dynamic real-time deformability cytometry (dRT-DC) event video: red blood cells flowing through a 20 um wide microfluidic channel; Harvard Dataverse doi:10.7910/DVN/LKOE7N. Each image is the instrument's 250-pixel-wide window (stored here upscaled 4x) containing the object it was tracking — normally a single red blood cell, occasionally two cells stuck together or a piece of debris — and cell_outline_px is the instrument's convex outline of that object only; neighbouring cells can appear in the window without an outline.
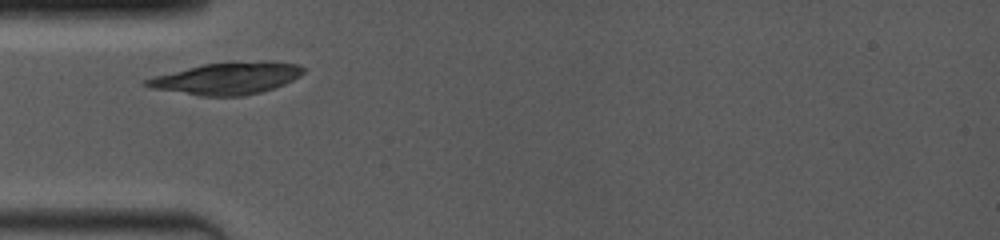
{"species": "common noctule bat (a hibernating species)", "species_latin": "Nyctalus noctula", "temperature_condition": "room temperature", "stored_images_in_passage": 3, "camera_frame_rate_fps": 4000, "um_per_image_px": 0.085, "animal": {"sex": "female", "body_mass_g": 19.0, "forearm_length_mm": 53.3}, "frame": {"image": 1, "passage_image": 1, "time_ms": 0.0, "image_size_px": [1000, 240], "cell_outline_px": [[304, 72], [300, 76], [284, 84], [260, 92], [244, 96], [200, 96], [148, 88], [140, 84], [144, 80], [152, 76], [204, 64], [232, 60], [272, 60], [300, 64], [304, 68]], "centroid_in_image_um": [19.28, 6.63], "position_along_channel_um": 65.7, "area_um2": 30.06}}
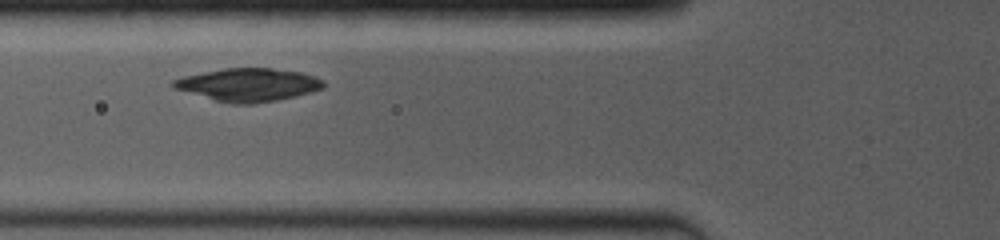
{"frame": {"image": 2, "passage_image": 2, "time_ms": 1.0, "image_size_px": [1000, 240], "cell_outline_px": [[324, 88], [312, 92], [296, 96], [276, 100], [252, 104], [232, 104], [216, 100], [172, 88], [168, 84], [172, 80], [184, 76], [224, 68], [272, 68], [300, 72], [316, 76], [324, 80]], "centroid_in_image_um": [21.11, 7.2], "position_along_channel_um": 104.7, "area_um2": 28.96}}